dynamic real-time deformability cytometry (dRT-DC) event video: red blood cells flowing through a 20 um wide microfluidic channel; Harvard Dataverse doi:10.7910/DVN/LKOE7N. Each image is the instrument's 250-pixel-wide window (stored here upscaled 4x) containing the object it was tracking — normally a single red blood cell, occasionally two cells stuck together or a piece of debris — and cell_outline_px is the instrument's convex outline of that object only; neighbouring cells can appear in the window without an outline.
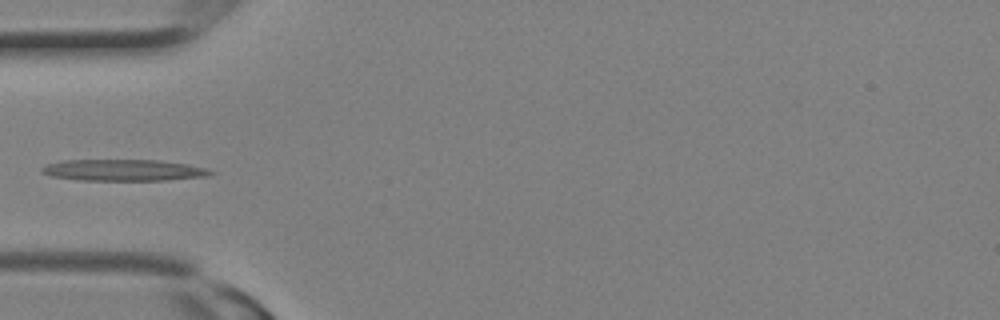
{"species": "Egyptian fruit bat (a non-hibernating species)", "species_latin": "Rousettus aegyptiacus", "temperature_condition": "room temperature", "stored_images_in_passage": 11, "camera_frame_rate_fps": 3000, "um_per_image_px": 0.085, "animal": {"sex": "female"}, "frame": {"image": 1, "passage_image": 10, "time_ms": 3.0, "image_size_px": [1000, 320], "cell_outline_px": [[216, 172], [208, 176], [168, 180], [80, 180], [52, 176], [40, 172], [40, 168], [48, 164], [64, 160], [160, 160], [208, 168]], "centroid_in_image_um": [10.52, 14.46], "position_along_channel_um": 74.5, "area_um2": 21.04}}